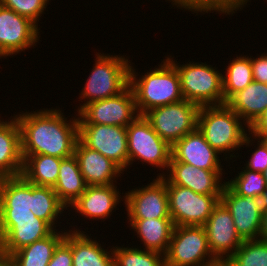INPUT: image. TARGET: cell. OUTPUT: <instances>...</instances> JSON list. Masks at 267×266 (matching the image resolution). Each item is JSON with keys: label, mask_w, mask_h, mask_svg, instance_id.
I'll return each mask as SVG.
<instances>
[{"label": "cell", "mask_w": 267, "mask_h": 266, "mask_svg": "<svg viewBox=\"0 0 267 266\" xmlns=\"http://www.w3.org/2000/svg\"><path fill=\"white\" fill-rule=\"evenodd\" d=\"M254 137L267 139V108L264 113L253 123L249 129Z\"/></svg>", "instance_id": "39"}, {"label": "cell", "mask_w": 267, "mask_h": 266, "mask_svg": "<svg viewBox=\"0 0 267 266\" xmlns=\"http://www.w3.org/2000/svg\"><path fill=\"white\" fill-rule=\"evenodd\" d=\"M257 140V148L251 153L250 159L247 160L245 168L264 173L267 169V139H260L254 137Z\"/></svg>", "instance_id": "36"}, {"label": "cell", "mask_w": 267, "mask_h": 266, "mask_svg": "<svg viewBox=\"0 0 267 266\" xmlns=\"http://www.w3.org/2000/svg\"><path fill=\"white\" fill-rule=\"evenodd\" d=\"M254 202L257 204L258 211L261 215L267 212V188L262 194L254 197Z\"/></svg>", "instance_id": "40"}, {"label": "cell", "mask_w": 267, "mask_h": 266, "mask_svg": "<svg viewBox=\"0 0 267 266\" xmlns=\"http://www.w3.org/2000/svg\"><path fill=\"white\" fill-rule=\"evenodd\" d=\"M95 64L87 78L79 99L77 112L90 102L103 100L121 93L129 85L130 60L120 55L96 53ZM86 100V101H85Z\"/></svg>", "instance_id": "4"}, {"label": "cell", "mask_w": 267, "mask_h": 266, "mask_svg": "<svg viewBox=\"0 0 267 266\" xmlns=\"http://www.w3.org/2000/svg\"><path fill=\"white\" fill-rule=\"evenodd\" d=\"M168 1H170L172 3V5H173L177 0H168Z\"/></svg>", "instance_id": "46"}, {"label": "cell", "mask_w": 267, "mask_h": 266, "mask_svg": "<svg viewBox=\"0 0 267 266\" xmlns=\"http://www.w3.org/2000/svg\"><path fill=\"white\" fill-rule=\"evenodd\" d=\"M85 233L79 228L71 230L73 266H114L112 248L107 251L103 245Z\"/></svg>", "instance_id": "23"}, {"label": "cell", "mask_w": 267, "mask_h": 266, "mask_svg": "<svg viewBox=\"0 0 267 266\" xmlns=\"http://www.w3.org/2000/svg\"><path fill=\"white\" fill-rule=\"evenodd\" d=\"M79 140L88 148L99 151L116 163L123 171L128 167L126 127L78 124Z\"/></svg>", "instance_id": "12"}, {"label": "cell", "mask_w": 267, "mask_h": 266, "mask_svg": "<svg viewBox=\"0 0 267 266\" xmlns=\"http://www.w3.org/2000/svg\"><path fill=\"white\" fill-rule=\"evenodd\" d=\"M65 209L68 210L52 187L31 183V212L35 217L46 221L54 230H58L55 225Z\"/></svg>", "instance_id": "29"}, {"label": "cell", "mask_w": 267, "mask_h": 266, "mask_svg": "<svg viewBox=\"0 0 267 266\" xmlns=\"http://www.w3.org/2000/svg\"><path fill=\"white\" fill-rule=\"evenodd\" d=\"M50 0H0V4L30 19L38 26L39 19Z\"/></svg>", "instance_id": "35"}, {"label": "cell", "mask_w": 267, "mask_h": 266, "mask_svg": "<svg viewBox=\"0 0 267 266\" xmlns=\"http://www.w3.org/2000/svg\"><path fill=\"white\" fill-rule=\"evenodd\" d=\"M127 192L122 200L127 219H171L166 180L162 176Z\"/></svg>", "instance_id": "11"}, {"label": "cell", "mask_w": 267, "mask_h": 266, "mask_svg": "<svg viewBox=\"0 0 267 266\" xmlns=\"http://www.w3.org/2000/svg\"><path fill=\"white\" fill-rule=\"evenodd\" d=\"M264 179H265V184L267 187V169L265 170V172L263 173Z\"/></svg>", "instance_id": "45"}, {"label": "cell", "mask_w": 267, "mask_h": 266, "mask_svg": "<svg viewBox=\"0 0 267 266\" xmlns=\"http://www.w3.org/2000/svg\"><path fill=\"white\" fill-rule=\"evenodd\" d=\"M203 226L210 251L219 262L227 261L244 241L237 233L230 211L221 201Z\"/></svg>", "instance_id": "14"}, {"label": "cell", "mask_w": 267, "mask_h": 266, "mask_svg": "<svg viewBox=\"0 0 267 266\" xmlns=\"http://www.w3.org/2000/svg\"><path fill=\"white\" fill-rule=\"evenodd\" d=\"M0 266H12L10 257L5 255L0 247Z\"/></svg>", "instance_id": "43"}, {"label": "cell", "mask_w": 267, "mask_h": 266, "mask_svg": "<svg viewBox=\"0 0 267 266\" xmlns=\"http://www.w3.org/2000/svg\"><path fill=\"white\" fill-rule=\"evenodd\" d=\"M218 155L220 153L211 147L196 128L171 146L170 162H184L204 170L224 171Z\"/></svg>", "instance_id": "17"}, {"label": "cell", "mask_w": 267, "mask_h": 266, "mask_svg": "<svg viewBox=\"0 0 267 266\" xmlns=\"http://www.w3.org/2000/svg\"><path fill=\"white\" fill-rule=\"evenodd\" d=\"M74 156L78 161L80 172L87 186H105L116 184L123 170L99 151L85 146L80 140L75 146Z\"/></svg>", "instance_id": "19"}, {"label": "cell", "mask_w": 267, "mask_h": 266, "mask_svg": "<svg viewBox=\"0 0 267 266\" xmlns=\"http://www.w3.org/2000/svg\"><path fill=\"white\" fill-rule=\"evenodd\" d=\"M39 29L30 19L0 4V58L34 48L40 38Z\"/></svg>", "instance_id": "13"}, {"label": "cell", "mask_w": 267, "mask_h": 266, "mask_svg": "<svg viewBox=\"0 0 267 266\" xmlns=\"http://www.w3.org/2000/svg\"><path fill=\"white\" fill-rule=\"evenodd\" d=\"M235 178H231L226 184L242 197H255L262 194L267 188L263 173L252 171L243 167Z\"/></svg>", "instance_id": "34"}, {"label": "cell", "mask_w": 267, "mask_h": 266, "mask_svg": "<svg viewBox=\"0 0 267 266\" xmlns=\"http://www.w3.org/2000/svg\"><path fill=\"white\" fill-rule=\"evenodd\" d=\"M220 201L230 211L237 233L243 240L259 239L262 215L254 197H242L226 184Z\"/></svg>", "instance_id": "18"}, {"label": "cell", "mask_w": 267, "mask_h": 266, "mask_svg": "<svg viewBox=\"0 0 267 266\" xmlns=\"http://www.w3.org/2000/svg\"><path fill=\"white\" fill-rule=\"evenodd\" d=\"M128 222L145 250L167 253L175 227L172 219H129Z\"/></svg>", "instance_id": "24"}, {"label": "cell", "mask_w": 267, "mask_h": 266, "mask_svg": "<svg viewBox=\"0 0 267 266\" xmlns=\"http://www.w3.org/2000/svg\"><path fill=\"white\" fill-rule=\"evenodd\" d=\"M259 239L267 241V212L262 214Z\"/></svg>", "instance_id": "42"}, {"label": "cell", "mask_w": 267, "mask_h": 266, "mask_svg": "<svg viewBox=\"0 0 267 266\" xmlns=\"http://www.w3.org/2000/svg\"><path fill=\"white\" fill-rule=\"evenodd\" d=\"M170 56V57H169ZM180 76L181 93L185 100L199 107L224 104L222 73L216 66L193 61L180 65L171 55L166 57Z\"/></svg>", "instance_id": "5"}, {"label": "cell", "mask_w": 267, "mask_h": 266, "mask_svg": "<svg viewBox=\"0 0 267 266\" xmlns=\"http://www.w3.org/2000/svg\"><path fill=\"white\" fill-rule=\"evenodd\" d=\"M54 229L35 216L0 219V247L10 257L14 252L49 236Z\"/></svg>", "instance_id": "15"}, {"label": "cell", "mask_w": 267, "mask_h": 266, "mask_svg": "<svg viewBox=\"0 0 267 266\" xmlns=\"http://www.w3.org/2000/svg\"><path fill=\"white\" fill-rule=\"evenodd\" d=\"M64 240L56 247L47 266H73L71 251V230H65Z\"/></svg>", "instance_id": "37"}, {"label": "cell", "mask_w": 267, "mask_h": 266, "mask_svg": "<svg viewBox=\"0 0 267 266\" xmlns=\"http://www.w3.org/2000/svg\"><path fill=\"white\" fill-rule=\"evenodd\" d=\"M21 131L23 161L30 155L67 158L79 140L78 117L67 121L62 110L44 109L15 115Z\"/></svg>", "instance_id": "1"}, {"label": "cell", "mask_w": 267, "mask_h": 266, "mask_svg": "<svg viewBox=\"0 0 267 266\" xmlns=\"http://www.w3.org/2000/svg\"><path fill=\"white\" fill-rule=\"evenodd\" d=\"M158 66L153 70L150 68V71L137 78L138 73L130 63L129 85L134 92L139 115H144L153 108L184 99L176 67L167 58Z\"/></svg>", "instance_id": "3"}, {"label": "cell", "mask_w": 267, "mask_h": 266, "mask_svg": "<svg viewBox=\"0 0 267 266\" xmlns=\"http://www.w3.org/2000/svg\"><path fill=\"white\" fill-rule=\"evenodd\" d=\"M246 56H236L225 68L227 72L225 71L222 75L224 104L233 94L243 90L254 81L251 56Z\"/></svg>", "instance_id": "30"}, {"label": "cell", "mask_w": 267, "mask_h": 266, "mask_svg": "<svg viewBox=\"0 0 267 266\" xmlns=\"http://www.w3.org/2000/svg\"><path fill=\"white\" fill-rule=\"evenodd\" d=\"M163 173L157 177L165 175L172 184L204 195H221L226 185L225 180L224 184L221 182L222 171L204 170L184 162H170L168 171Z\"/></svg>", "instance_id": "16"}, {"label": "cell", "mask_w": 267, "mask_h": 266, "mask_svg": "<svg viewBox=\"0 0 267 266\" xmlns=\"http://www.w3.org/2000/svg\"><path fill=\"white\" fill-rule=\"evenodd\" d=\"M177 6L183 10L192 11L196 14L199 12L203 15L211 11L218 12L219 14H231L237 13V10L243 9L242 7L245 5L244 0H177L173 6ZM235 10V11H234Z\"/></svg>", "instance_id": "33"}, {"label": "cell", "mask_w": 267, "mask_h": 266, "mask_svg": "<svg viewBox=\"0 0 267 266\" xmlns=\"http://www.w3.org/2000/svg\"><path fill=\"white\" fill-rule=\"evenodd\" d=\"M135 96L128 85L121 93L90 102L79 112L78 124H101L127 127L137 116Z\"/></svg>", "instance_id": "10"}, {"label": "cell", "mask_w": 267, "mask_h": 266, "mask_svg": "<svg viewBox=\"0 0 267 266\" xmlns=\"http://www.w3.org/2000/svg\"><path fill=\"white\" fill-rule=\"evenodd\" d=\"M258 56L256 58L251 57L253 79L254 81L267 84V52Z\"/></svg>", "instance_id": "38"}, {"label": "cell", "mask_w": 267, "mask_h": 266, "mask_svg": "<svg viewBox=\"0 0 267 266\" xmlns=\"http://www.w3.org/2000/svg\"><path fill=\"white\" fill-rule=\"evenodd\" d=\"M211 266H229L226 262H217Z\"/></svg>", "instance_id": "44"}, {"label": "cell", "mask_w": 267, "mask_h": 266, "mask_svg": "<svg viewBox=\"0 0 267 266\" xmlns=\"http://www.w3.org/2000/svg\"><path fill=\"white\" fill-rule=\"evenodd\" d=\"M197 128L213 149L225 154V157L229 156L224 158V161H227V158L233 160L231 158L236 157L234 151H238L243 145H254V136L250 133L249 126L226 104L200 107Z\"/></svg>", "instance_id": "2"}, {"label": "cell", "mask_w": 267, "mask_h": 266, "mask_svg": "<svg viewBox=\"0 0 267 266\" xmlns=\"http://www.w3.org/2000/svg\"><path fill=\"white\" fill-rule=\"evenodd\" d=\"M219 262L210 251L204 226H175L165 266H211Z\"/></svg>", "instance_id": "7"}, {"label": "cell", "mask_w": 267, "mask_h": 266, "mask_svg": "<svg viewBox=\"0 0 267 266\" xmlns=\"http://www.w3.org/2000/svg\"><path fill=\"white\" fill-rule=\"evenodd\" d=\"M120 194L116 184L87 186L86 191L69 207L87 219H107L123 198Z\"/></svg>", "instance_id": "20"}, {"label": "cell", "mask_w": 267, "mask_h": 266, "mask_svg": "<svg viewBox=\"0 0 267 266\" xmlns=\"http://www.w3.org/2000/svg\"><path fill=\"white\" fill-rule=\"evenodd\" d=\"M63 158L47 155H30L23 161L21 175L37 186L54 187Z\"/></svg>", "instance_id": "28"}, {"label": "cell", "mask_w": 267, "mask_h": 266, "mask_svg": "<svg viewBox=\"0 0 267 266\" xmlns=\"http://www.w3.org/2000/svg\"><path fill=\"white\" fill-rule=\"evenodd\" d=\"M200 107L183 99L153 108L144 114L154 131L170 146L197 128Z\"/></svg>", "instance_id": "9"}, {"label": "cell", "mask_w": 267, "mask_h": 266, "mask_svg": "<svg viewBox=\"0 0 267 266\" xmlns=\"http://www.w3.org/2000/svg\"><path fill=\"white\" fill-rule=\"evenodd\" d=\"M65 231L54 230L49 236L37 240L10 256L12 266H47L56 247L64 240Z\"/></svg>", "instance_id": "26"}, {"label": "cell", "mask_w": 267, "mask_h": 266, "mask_svg": "<svg viewBox=\"0 0 267 266\" xmlns=\"http://www.w3.org/2000/svg\"><path fill=\"white\" fill-rule=\"evenodd\" d=\"M225 104L250 128L267 108V84L253 81L233 94Z\"/></svg>", "instance_id": "22"}, {"label": "cell", "mask_w": 267, "mask_h": 266, "mask_svg": "<svg viewBox=\"0 0 267 266\" xmlns=\"http://www.w3.org/2000/svg\"><path fill=\"white\" fill-rule=\"evenodd\" d=\"M87 188V183L80 172L78 161L74 155L63 158L60 163L59 176L53 187L59 200L69 207Z\"/></svg>", "instance_id": "25"}, {"label": "cell", "mask_w": 267, "mask_h": 266, "mask_svg": "<svg viewBox=\"0 0 267 266\" xmlns=\"http://www.w3.org/2000/svg\"><path fill=\"white\" fill-rule=\"evenodd\" d=\"M114 266H165V255L139 247H112Z\"/></svg>", "instance_id": "31"}, {"label": "cell", "mask_w": 267, "mask_h": 266, "mask_svg": "<svg viewBox=\"0 0 267 266\" xmlns=\"http://www.w3.org/2000/svg\"><path fill=\"white\" fill-rule=\"evenodd\" d=\"M169 212L175 226H203L221 195H204L172 184L165 175Z\"/></svg>", "instance_id": "8"}, {"label": "cell", "mask_w": 267, "mask_h": 266, "mask_svg": "<svg viewBox=\"0 0 267 266\" xmlns=\"http://www.w3.org/2000/svg\"><path fill=\"white\" fill-rule=\"evenodd\" d=\"M225 262L229 266H267V241L244 240L240 248Z\"/></svg>", "instance_id": "32"}, {"label": "cell", "mask_w": 267, "mask_h": 266, "mask_svg": "<svg viewBox=\"0 0 267 266\" xmlns=\"http://www.w3.org/2000/svg\"><path fill=\"white\" fill-rule=\"evenodd\" d=\"M0 211H31V183L22 175L0 178Z\"/></svg>", "instance_id": "27"}, {"label": "cell", "mask_w": 267, "mask_h": 266, "mask_svg": "<svg viewBox=\"0 0 267 266\" xmlns=\"http://www.w3.org/2000/svg\"><path fill=\"white\" fill-rule=\"evenodd\" d=\"M128 166L140 160L168 171L171 146L152 128L144 115H138L127 127Z\"/></svg>", "instance_id": "6"}, {"label": "cell", "mask_w": 267, "mask_h": 266, "mask_svg": "<svg viewBox=\"0 0 267 266\" xmlns=\"http://www.w3.org/2000/svg\"><path fill=\"white\" fill-rule=\"evenodd\" d=\"M22 169L21 131L13 115L10 121L0 119V178L19 176Z\"/></svg>", "instance_id": "21"}, {"label": "cell", "mask_w": 267, "mask_h": 266, "mask_svg": "<svg viewBox=\"0 0 267 266\" xmlns=\"http://www.w3.org/2000/svg\"><path fill=\"white\" fill-rule=\"evenodd\" d=\"M35 216L31 211H0V219H13V217Z\"/></svg>", "instance_id": "41"}]
</instances>
